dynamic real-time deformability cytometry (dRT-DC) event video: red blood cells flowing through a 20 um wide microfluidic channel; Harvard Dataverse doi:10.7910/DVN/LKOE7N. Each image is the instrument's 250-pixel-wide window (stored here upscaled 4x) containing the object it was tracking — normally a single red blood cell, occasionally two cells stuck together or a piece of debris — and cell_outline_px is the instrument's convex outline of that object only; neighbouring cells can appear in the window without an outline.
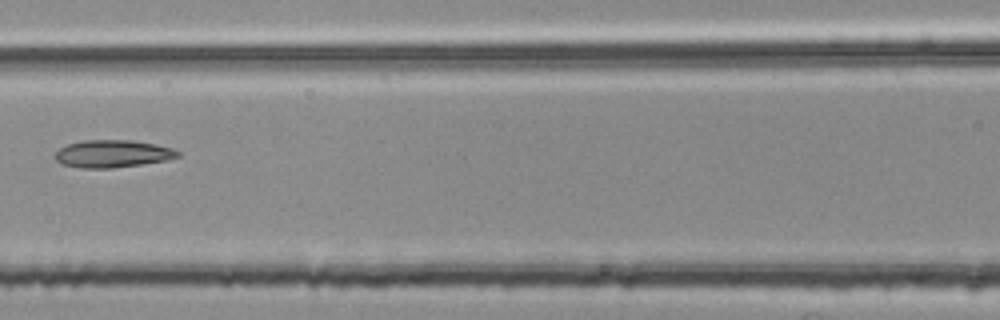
{"species": "common noctule bat (a hibernating species)", "species_latin": "Nyctalus noctula", "temperature_condition": "room temperature", "stored_images_in_passage": 5, "camera_frame_rate_fps": 3000, "um_per_image_px": 0.085, "animal": {"sex": "female", "body_mass_g": 25.1}, "frame": {"image": 1, "passage_image": 5, "time_ms": 1.333, "image_size_px": [1000, 320], "cell_outline_px": [[180, 156], [164, 160], [140, 164], [112, 168], [80, 168], [60, 164], [56, 160], [56, 152], [60, 148], [68, 144], [84, 140], [132, 140], [172, 148], [180, 152]], "centroid_in_image_um": [9.53, 13.07], "position_along_channel_um": 157.1, "area_um2": 19.42}}